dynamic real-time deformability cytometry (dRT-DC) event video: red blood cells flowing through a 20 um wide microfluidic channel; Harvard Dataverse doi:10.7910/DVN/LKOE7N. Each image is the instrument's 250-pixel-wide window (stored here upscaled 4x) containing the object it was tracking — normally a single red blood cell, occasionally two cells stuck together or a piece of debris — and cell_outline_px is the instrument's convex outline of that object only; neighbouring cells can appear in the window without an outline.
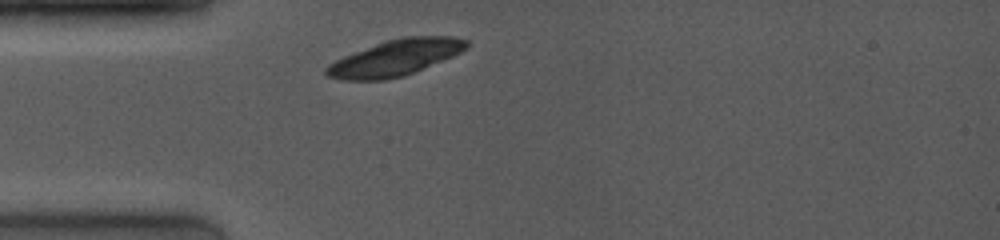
{"species": "common noctule bat (a hibernating species)", "species_latin": "Nyctalus noctula", "temperature_condition": "room temperature", "stored_images_in_passage": 2, "camera_frame_rate_fps": 4000, "um_per_image_px": 0.085, "animal": {"sex": "female", "body_mass_g": 19.0, "forearm_length_mm": 53.3}, "frame": {"image": 1, "passage_image": 1, "time_ms": 0.0, "image_size_px": [1000, 240], "cell_outline_px": [[468, 48], [452, 56], [404, 76], [384, 80], [340, 80], [328, 76], [324, 72], [324, 68], [328, 64], [344, 56], [384, 40], [404, 36], [452, 36], [468, 40]], "centroid_in_image_um": [33.58, 4.9], "position_along_channel_um": 51.4, "area_um2": 29.42}}